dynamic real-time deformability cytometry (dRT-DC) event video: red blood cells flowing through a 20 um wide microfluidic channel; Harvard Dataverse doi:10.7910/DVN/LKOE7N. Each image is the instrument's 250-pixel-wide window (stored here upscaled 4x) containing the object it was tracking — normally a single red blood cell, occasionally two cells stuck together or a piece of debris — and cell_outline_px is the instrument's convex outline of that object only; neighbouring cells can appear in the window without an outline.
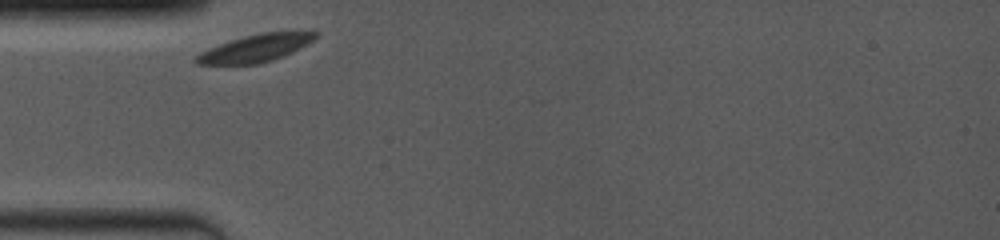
{"species": "common noctule bat (a hibernating species)", "species_latin": "Nyctalus noctula", "temperature_condition": "room temperature", "stored_images_in_passage": 9, "camera_frame_rate_fps": 4000, "um_per_image_px": 0.085, "animal": {"sex": "female", "body_mass_g": 19.0, "forearm_length_mm": 53.3}, "frame": {"image": 1, "passage_image": 1, "time_ms": 0.0, "image_size_px": [1000, 240], "cell_outline_px": [[320, 32], [312, 40], [300, 48], [284, 56], [272, 60], [256, 64], [196, 64], [192, 60], [192, 56], [208, 48], [244, 36], [260, 32]], "centroid_in_image_um": [21.64, 4.11], "position_along_channel_um": 63.4, "area_um2": 18.9}}
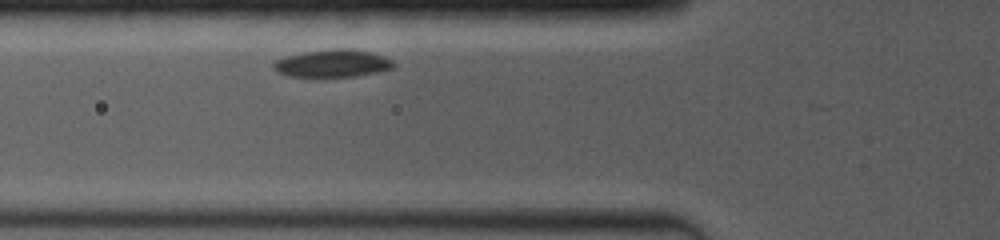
{"frame": {"image": 2, "passage_image": 5, "time_ms": 1.0, "image_size_px": [1000, 240], "cell_outline_px": [[396, 64], [392, 68], [380, 72], [356, 76], [288, 76], [276, 72], [272, 68], [272, 64], [276, 60], [288, 56], [304, 52], [340, 48], [368, 52], [384, 56], [392, 60]], "centroid_in_image_um": [28.27, 5.4], "position_along_channel_um": 97.5, "area_um2": 19.02}}
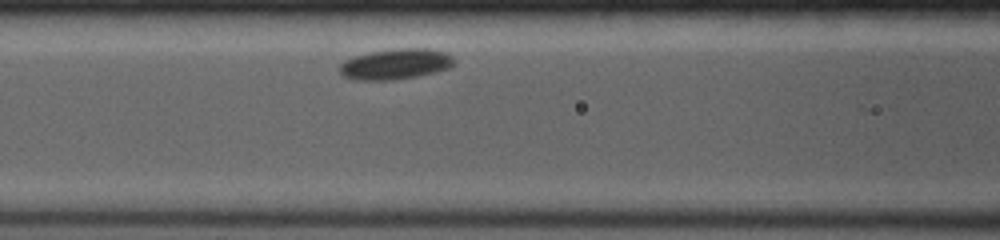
{"frame": {"image": 3, "passage_image": 8, "time_ms": 2.0, "image_size_px": [1000, 240], "cell_outline_px": [[456, 60], [448, 68], [436, 72], [416, 76], [392, 80], [356, 80], [344, 76], [340, 72], [340, 64], [356, 56], [372, 52], [400, 48], [424, 48], [444, 52], [452, 56]], "centroid_in_image_um": [33.65, 5.45], "position_along_channel_um": 133.0, "area_um2": 20.06}}